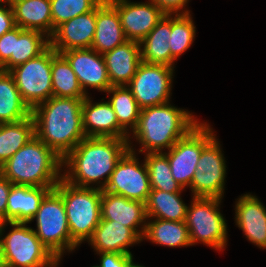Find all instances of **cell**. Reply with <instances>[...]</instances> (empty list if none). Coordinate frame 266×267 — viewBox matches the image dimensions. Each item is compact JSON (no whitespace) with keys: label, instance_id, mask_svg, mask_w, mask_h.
I'll list each match as a JSON object with an SVG mask.
<instances>
[{"label":"cell","instance_id":"37","mask_svg":"<svg viewBox=\"0 0 266 267\" xmlns=\"http://www.w3.org/2000/svg\"><path fill=\"white\" fill-rule=\"evenodd\" d=\"M153 1L165 14H190L188 10L179 12L189 0H151ZM179 12V13H178Z\"/></svg>","mask_w":266,"mask_h":267},{"label":"cell","instance_id":"8","mask_svg":"<svg viewBox=\"0 0 266 267\" xmlns=\"http://www.w3.org/2000/svg\"><path fill=\"white\" fill-rule=\"evenodd\" d=\"M51 69L52 47L49 46L36 58L9 71L22 99L31 110L53 96Z\"/></svg>","mask_w":266,"mask_h":267},{"label":"cell","instance_id":"26","mask_svg":"<svg viewBox=\"0 0 266 267\" xmlns=\"http://www.w3.org/2000/svg\"><path fill=\"white\" fill-rule=\"evenodd\" d=\"M171 16L165 15L150 33L140 42L141 60L149 64H163L171 67Z\"/></svg>","mask_w":266,"mask_h":267},{"label":"cell","instance_id":"44","mask_svg":"<svg viewBox=\"0 0 266 267\" xmlns=\"http://www.w3.org/2000/svg\"><path fill=\"white\" fill-rule=\"evenodd\" d=\"M3 2H6L8 5L11 4V0H0V5L3 4Z\"/></svg>","mask_w":266,"mask_h":267},{"label":"cell","instance_id":"15","mask_svg":"<svg viewBox=\"0 0 266 267\" xmlns=\"http://www.w3.org/2000/svg\"><path fill=\"white\" fill-rule=\"evenodd\" d=\"M61 54L76 74L80 87L86 93V87L106 92L110 87V79L103 55L92 48L71 49Z\"/></svg>","mask_w":266,"mask_h":267},{"label":"cell","instance_id":"33","mask_svg":"<svg viewBox=\"0 0 266 267\" xmlns=\"http://www.w3.org/2000/svg\"><path fill=\"white\" fill-rule=\"evenodd\" d=\"M145 157L151 189L181 193L183 188L173 178L169 161L164 152L147 153Z\"/></svg>","mask_w":266,"mask_h":267},{"label":"cell","instance_id":"16","mask_svg":"<svg viewBox=\"0 0 266 267\" xmlns=\"http://www.w3.org/2000/svg\"><path fill=\"white\" fill-rule=\"evenodd\" d=\"M96 29V8L59 25L50 39V46L57 52L91 48Z\"/></svg>","mask_w":266,"mask_h":267},{"label":"cell","instance_id":"30","mask_svg":"<svg viewBox=\"0 0 266 267\" xmlns=\"http://www.w3.org/2000/svg\"><path fill=\"white\" fill-rule=\"evenodd\" d=\"M143 237L153 243L168 247L191 245L185 221H169L156 218L153 222L146 223Z\"/></svg>","mask_w":266,"mask_h":267},{"label":"cell","instance_id":"9","mask_svg":"<svg viewBox=\"0 0 266 267\" xmlns=\"http://www.w3.org/2000/svg\"><path fill=\"white\" fill-rule=\"evenodd\" d=\"M215 137L205 123H198L164 153L175 181L184 189L191 185L202 149Z\"/></svg>","mask_w":266,"mask_h":267},{"label":"cell","instance_id":"3","mask_svg":"<svg viewBox=\"0 0 266 267\" xmlns=\"http://www.w3.org/2000/svg\"><path fill=\"white\" fill-rule=\"evenodd\" d=\"M62 158L36 136L1 167L0 173L13 185L55 188L62 179Z\"/></svg>","mask_w":266,"mask_h":267},{"label":"cell","instance_id":"34","mask_svg":"<svg viewBox=\"0 0 266 267\" xmlns=\"http://www.w3.org/2000/svg\"><path fill=\"white\" fill-rule=\"evenodd\" d=\"M195 26L191 15L176 14L171 17V34L169 39V47L171 50V67L177 57L185 52L193 43L195 38Z\"/></svg>","mask_w":266,"mask_h":267},{"label":"cell","instance_id":"20","mask_svg":"<svg viewBox=\"0 0 266 267\" xmlns=\"http://www.w3.org/2000/svg\"><path fill=\"white\" fill-rule=\"evenodd\" d=\"M140 43L126 41L103 54L111 86H127L142 62Z\"/></svg>","mask_w":266,"mask_h":267},{"label":"cell","instance_id":"32","mask_svg":"<svg viewBox=\"0 0 266 267\" xmlns=\"http://www.w3.org/2000/svg\"><path fill=\"white\" fill-rule=\"evenodd\" d=\"M106 92L112 93L109 99L116 114L118 124L127 132L130 125L132 131L137 127L141 108L135 100L132 91L127 86H111Z\"/></svg>","mask_w":266,"mask_h":267},{"label":"cell","instance_id":"24","mask_svg":"<svg viewBox=\"0 0 266 267\" xmlns=\"http://www.w3.org/2000/svg\"><path fill=\"white\" fill-rule=\"evenodd\" d=\"M16 26L53 35L50 0H11ZM47 34V35H46Z\"/></svg>","mask_w":266,"mask_h":267},{"label":"cell","instance_id":"18","mask_svg":"<svg viewBox=\"0 0 266 267\" xmlns=\"http://www.w3.org/2000/svg\"><path fill=\"white\" fill-rule=\"evenodd\" d=\"M101 219L116 221L132 228L143 239L147 219L145 203L130 200L102 189ZM141 223H144L142 229L137 230Z\"/></svg>","mask_w":266,"mask_h":267},{"label":"cell","instance_id":"39","mask_svg":"<svg viewBox=\"0 0 266 267\" xmlns=\"http://www.w3.org/2000/svg\"><path fill=\"white\" fill-rule=\"evenodd\" d=\"M13 46V29L0 37V68L10 59Z\"/></svg>","mask_w":266,"mask_h":267},{"label":"cell","instance_id":"28","mask_svg":"<svg viewBox=\"0 0 266 267\" xmlns=\"http://www.w3.org/2000/svg\"><path fill=\"white\" fill-rule=\"evenodd\" d=\"M33 137L35 123L31 115L18 122L0 124V167Z\"/></svg>","mask_w":266,"mask_h":267},{"label":"cell","instance_id":"10","mask_svg":"<svg viewBox=\"0 0 266 267\" xmlns=\"http://www.w3.org/2000/svg\"><path fill=\"white\" fill-rule=\"evenodd\" d=\"M8 224L14 228L1 238L6 267H41L54 257L27 223Z\"/></svg>","mask_w":266,"mask_h":267},{"label":"cell","instance_id":"19","mask_svg":"<svg viewBox=\"0 0 266 267\" xmlns=\"http://www.w3.org/2000/svg\"><path fill=\"white\" fill-rule=\"evenodd\" d=\"M126 41L117 9L108 0H103L96 7V29L91 48L103 55Z\"/></svg>","mask_w":266,"mask_h":267},{"label":"cell","instance_id":"7","mask_svg":"<svg viewBox=\"0 0 266 267\" xmlns=\"http://www.w3.org/2000/svg\"><path fill=\"white\" fill-rule=\"evenodd\" d=\"M192 200L185 219L191 246L201 241L221 251L227 245V225L218 209L221 199L193 196Z\"/></svg>","mask_w":266,"mask_h":267},{"label":"cell","instance_id":"12","mask_svg":"<svg viewBox=\"0 0 266 267\" xmlns=\"http://www.w3.org/2000/svg\"><path fill=\"white\" fill-rule=\"evenodd\" d=\"M129 149L116 163L104 191L146 203L151 191L147 165H139L135 151Z\"/></svg>","mask_w":266,"mask_h":267},{"label":"cell","instance_id":"36","mask_svg":"<svg viewBox=\"0 0 266 267\" xmlns=\"http://www.w3.org/2000/svg\"><path fill=\"white\" fill-rule=\"evenodd\" d=\"M100 265L98 267H128L133 260V255L122 253L101 252Z\"/></svg>","mask_w":266,"mask_h":267},{"label":"cell","instance_id":"21","mask_svg":"<svg viewBox=\"0 0 266 267\" xmlns=\"http://www.w3.org/2000/svg\"><path fill=\"white\" fill-rule=\"evenodd\" d=\"M236 225L248 240L260 248H266V208L251 194H244L235 207Z\"/></svg>","mask_w":266,"mask_h":267},{"label":"cell","instance_id":"31","mask_svg":"<svg viewBox=\"0 0 266 267\" xmlns=\"http://www.w3.org/2000/svg\"><path fill=\"white\" fill-rule=\"evenodd\" d=\"M51 79L55 97L86 98L88 96L80 87L77 76L66 58L53 48Z\"/></svg>","mask_w":266,"mask_h":267},{"label":"cell","instance_id":"23","mask_svg":"<svg viewBox=\"0 0 266 267\" xmlns=\"http://www.w3.org/2000/svg\"><path fill=\"white\" fill-rule=\"evenodd\" d=\"M51 189L54 188L12 185L6 207V222H31Z\"/></svg>","mask_w":266,"mask_h":267},{"label":"cell","instance_id":"22","mask_svg":"<svg viewBox=\"0 0 266 267\" xmlns=\"http://www.w3.org/2000/svg\"><path fill=\"white\" fill-rule=\"evenodd\" d=\"M142 238L132 229L116 221L101 219L88 240L97 253H122L132 255L127 249Z\"/></svg>","mask_w":266,"mask_h":267},{"label":"cell","instance_id":"4","mask_svg":"<svg viewBox=\"0 0 266 267\" xmlns=\"http://www.w3.org/2000/svg\"><path fill=\"white\" fill-rule=\"evenodd\" d=\"M199 122L184 109L169 103L141 109L133 134L142 145L139 152L160 153L168 150Z\"/></svg>","mask_w":266,"mask_h":267},{"label":"cell","instance_id":"40","mask_svg":"<svg viewBox=\"0 0 266 267\" xmlns=\"http://www.w3.org/2000/svg\"><path fill=\"white\" fill-rule=\"evenodd\" d=\"M9 8H4L0 5V37L16 27L14 13L11 4Z\"/></svg>","mask_w":266,"mask_h":267},{"label":"cell","instance_id":"6","mask_svg":"<svg viewBox=\"0 0 266 267\" xmlns=\"http://www.w3.org/2000/svg\"><path fill=\"white\" fill-rule=\"evenodd\" d=\"M33 219L37 222L36 236L54 257L78 246L71 239L63 200L55 189L45 195Z\"/></svg>","mask_w":266,"mask_h":267},{"label":"cell","instance_id":"25","mask_svg":"<svg viewBox=\"0 0 266 267\" xmlns=\"http://www.w3.org/2000/svg\"><path fill=\"white\" fill-rule=\"evenodd\" d=\"M37 30H24L19 26L13 28V46L10 59L0 68L9 72L18 65L36 58L50 46V39Z\"/></svg>","mask_w":266,"mask_h":267},{"label":"cell","instance_id":"14","mask_svg":"<svg viewBox=\"0 0 266 267\" xmlns=\"http://www.w3.org/2000/svg\"><path fill=\"white\" fill-rule=\"evenodd\" d=\"M118 11L125 37L141 42L166 15L153 1L134 3L128 0H108Z\"/></svg>","mask_w":266,"mask_h":267},{"label":"cell","instance_id":"42","mask_svg":"<svg viewBox=\"0 0 266 267\" xmlns=\"http://www.w3.org/2000/svg\"><path fill=\"white\" fill-rule=\"evenodd\" d=\"M60 259H61V257H53L47 264H45L41 267H57Z\"/></svg>","mask_w":266,"mask_h":267},{"label":"cell","instance_id":"13","mask_svg":"<svg viewBox=\"0 0 266 267\" xmlns=\"http://www.w3.org/2000/svg\"><path fill=\"white\" fill-rule=\"evenodd\" d=\"M226 165L221 148L215 137L202 149L197 170L191 181L194 197L222 198Z\"/></svg>","mask_w":266,"mask_h":267},{"label":"cell","instance_id":"43","mask_svg":"<svg viewBox=\"0 0 266 267\" xmlns=\"http://www.w3.org/2000/svg\"><path fill=\"white\" fill-rule=\"evenodd\" d=\"M128 267H143V266H140V265H136L135 263H133V260L129 263Z\"/></svg>","mask_w":266,"mask_h":267},{"label":"cell","instance_id":"38","mask_svg":"<svg viewBox=\"0 0 266 267\" xmlns=\"http://www.w3.org/2000/svg\"><path fill=\"white\" fill-rule=\"evenodd\" d=\"M12 183L0 173V222H6V207Z\"/></svg>","mask_w":266,"mask_h":267},{"label":"cell","instance_id":"29","mask_svg":"<svg viewBox=\"0 0 266 267\" xmlns=\"http://www.w3.org/2000/svg\"><path fill=\"white\" fill-rule=\"evenodd\" d=\"M147 218L155 217L169 221H185L188 206L179 193L151 189L145 203Z\"/></svg>","mask_w":266,"mask_h":267},{"label":"cell","instance_id":"2","mask_svg":"<svg viewBox=\"0 0 266 267\" xmlns=\"http://www.w3.org/2000/svg\"><path fill=\"white\" fill-rule=\"evenodd\" d=\"M129 139L85 137L71 152L62 159V166L69 170L62 179L77 187H87L100 183L104 189L114 171L116 163L129 149Z\"/></svg>","mask_w":266,"mask_h":267},{"label":"cell","instance_id":"41","mask_svg":"<svg viewBox=\"0 0 266 267\" xmlns=\"http://www.w3.org/2000/svg\"><path fill=\"white\" fill-rule=\"evenodd\" d=\"M8 222H0V267H6L5 259H4V251H3V244L1 240V235L3 234L5 225Z\"/></svg>","mask_w":266,"mask_h":267},{"label":"cell","instance_id":"35","mask_svg":"<svg viewBox=\"0 0 266 267\" xmlns=\"http://www.w3.org/2000/svg\"><path fill=\"white\" fill-rule=\"evenodd\" d=\"M103 0H50L53 33L62 23L94 10Z\"/></svg>","mask_w":266,"mask_h":267},{"label":"cell","instance_id":"11","mask_svg":"<svg viewBox=\"0 0 266 267\" xmlns=\"http://www.w3.org/2000/svg\"><path fill=\"white\" fill-rule=\"evenodd\" d=\"M173 67L141 62L127 87L141 109L169 103Z\"/></svg>","mask_w":266,"mask_h":267},{"label":"cell","instance_id":"1","mask_svg":"<svg viewBox=\"0 0 266 267\" xmlns=\"http://www.w3.org/2000/svg\"><path fill=\"white\" fill-rule=\"evenodd\" d=\"M84 99L52 96L31 110L35 136L62 159L86 137L82 121Z\"/></svg>","mask_w":266,"mask_h":267},{"label":"cell","instance_id":"17","mask_svg":"<svg viewBox=\"0 0 266 267\" xmlns=\"http://www.w3.org/2000/svg\"><path fill=\"white\" fill-rule=\"evenodd\" d=\"M88 96L82 105L83 130L86 137L129 139L119 124L109 101L92 104Z\"/></svg>","mask_w":266,"mask_h":267},{"label":"cell","instance_id":"5","mask_svg":"<svg viewBox=\"0 0 266 267\" xmlns=\"http://www.w3.org/2000/svg\"><path fill=\"white\" fill-rule=\"evenodd\" d=\"M54 189L62 197L71 239L77 245L89 240L101 221L102 189L73 186L63 179Z\"/></svg>","mask_w":266,"mask_h":267},{"label":"cell","instance_id":"27","mask_svg":"<svg viewBox=\"0 0 266 267\" xmlns=\"http://www.w3.org/2000/svg\"><path fill=\"white\" fill-rule=\"evenodd\" d=\"M30 115L31 109L22 99L14 78L0 70V124L18 122Z\"/></svg>","mask_w":266,"mask_h":267}]
</instances>
